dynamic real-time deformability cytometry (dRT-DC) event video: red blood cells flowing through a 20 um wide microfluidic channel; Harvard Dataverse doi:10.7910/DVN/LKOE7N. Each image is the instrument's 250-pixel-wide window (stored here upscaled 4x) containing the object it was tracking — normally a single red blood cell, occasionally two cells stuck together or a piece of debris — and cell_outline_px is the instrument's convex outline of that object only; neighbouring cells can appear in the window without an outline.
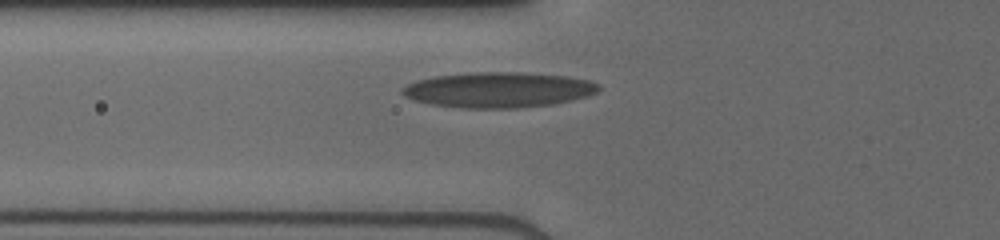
{"species": "human", "species_latin": "Homo sapiens", "temperature_condition": "cold", "stored_images_in_passage": 27, "camera_frame_rate_fps": 3000, "um_per_image_px": 0.085, "donor": {"sex": "male"}, "frame": {"image": 1, "passage_image": 2, "time_ms": 0.333, "image_size_px": [1000, 240], "cell_outline_px": [[600, 88], [596, 92], [588, 96], [572, 100], [552, 104], [516, 108], [460, 108], [432, 104], [416, 100], [404, 96], [400, 92], [400, 88], [416, 80], [432, 76], [468, 72], [520, 72], [568, 76], [588, 80], [600, 84]], "centroid_in_image_um": [42.35, 7.63], "position_along_channel_um": 83.5, "area_um2": 40.75}}
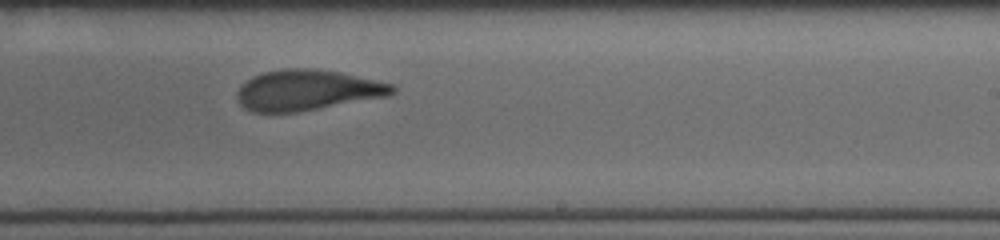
{"frame": {"image": 2, "passage_image": 15, "time_ms": 4.667, "image_size_px": [1000, 240], "cell_outline_px": [[396, 92], [388, 96], [296, 112], [252, 112], [244, 108], [240, 104], [236, 96], [236, 92], [252, 76], [264, 72], [284, 68], [312, 68], [340, 72], [392, 84], [396, 88]], "centroid_in_image_um": [26.1, 7.66], "position_along_channel_um": 262.9, "area_um2": 36.53}}
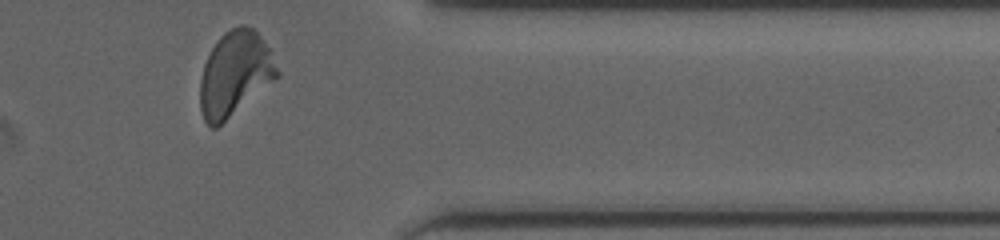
{"frame": {"image": 3, "passage_image": 25, "time_ms": 8.0, "image_size_px": [1000, 240], "cell_outline_px": [[280, 76], [276, 80], [216, 128], [212, 128], [204, 120], [200, 108], [200, 80], [204, 64], [216, 40], [224, 32], [240, 24], [244, 24], [252, 28], [272, 48], [280, 72]], "centroid_in_image_um": [20.01, 6.25], "position_along_channel_um": 391.4, "area_um2": 38.44}}